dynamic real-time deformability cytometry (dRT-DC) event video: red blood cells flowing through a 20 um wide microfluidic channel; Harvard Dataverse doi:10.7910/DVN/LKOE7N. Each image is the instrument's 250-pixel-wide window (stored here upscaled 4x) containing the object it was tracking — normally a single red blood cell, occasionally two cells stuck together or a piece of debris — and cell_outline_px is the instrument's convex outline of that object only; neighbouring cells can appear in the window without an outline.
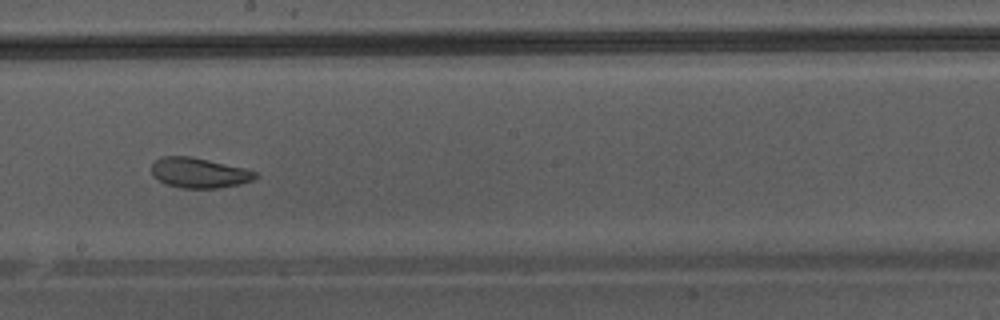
{"species": "Egyptian fruit bat (a non-hibernating species)", "species_latin": "Rousettus aegyptiacus", "temperature_condition": "warm", "stored_images_in_passage": 48, "camera_frame_rate_fps": 3000, "um_per_image_px": 0.085, "animal": {"sex": "male"}, "frame": {"image": 1, "passage_image": 28, "time_ms": 9.0, "image_size_px": [1000, 320], "cell_outline_px": [[260, 176], [252, 180], [240, 184], [220, 188], [180, 188], [164, 184], [152, 176], [152, 164], [160, 156], [192, 156], [244, 168], [256, 172]], "centroid_in_image_um": [16.91, 14.69], "position_along_channel_um": 231.3, "area_um2": 18.44}}